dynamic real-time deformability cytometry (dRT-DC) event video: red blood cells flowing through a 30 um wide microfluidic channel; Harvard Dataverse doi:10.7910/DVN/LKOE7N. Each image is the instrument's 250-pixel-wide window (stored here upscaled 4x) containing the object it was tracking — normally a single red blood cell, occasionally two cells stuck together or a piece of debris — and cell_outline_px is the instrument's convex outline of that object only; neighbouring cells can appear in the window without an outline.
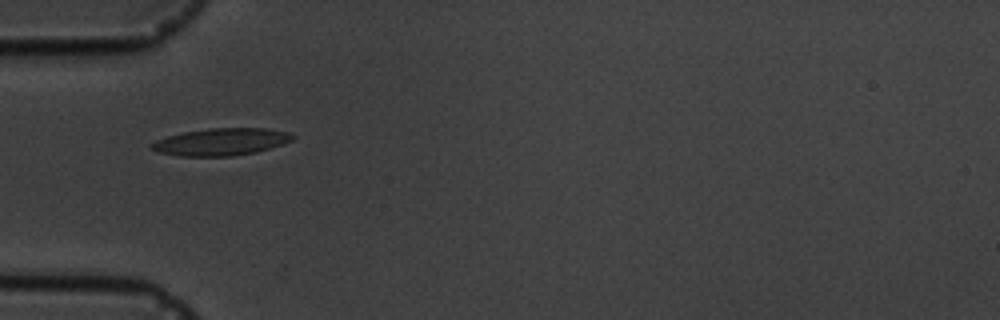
{"species": "common noctule bat (a hibernating species)", "species_latin": "Nyctalus noctula", "temperature_condition": "cold", "stored_images_in_passage": 6, "camera_frame_rate_fps": 3000, "um_per_image_px": 0.085, "animal": {"sex": "male", "body_mass_g": 19.5, "forearm_length_mm": 54.6}, "frame": {"image": 1, "passage_image": 5, "time_ms": 5.333, "image_size_px": [1000, 320], "cell_outline_px": [[296, 136], [292, 140], [284, 144], [256, 152], [232, 156], [180, 156], [156, 152], [148, 148], [148, 144], [156, 140], [168, 136], [184, 132], [208, 128], [264, 128], [288, 132]], "centroid_in_image_um": [18.76, 12.06], "position_along_channel_um": 66.2, "area_um2": 22.54}}
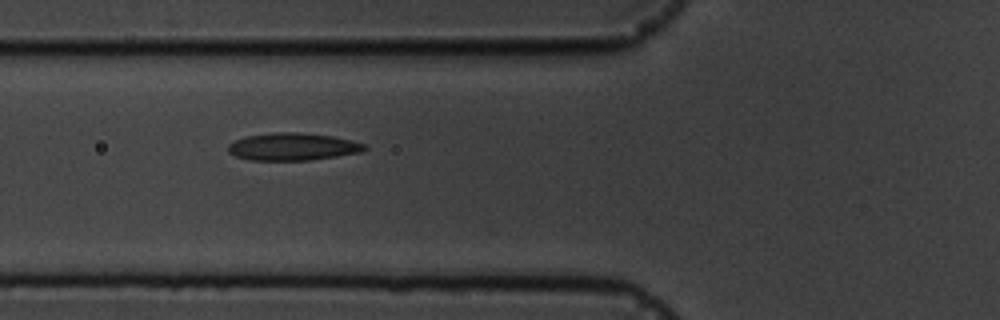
{"frame": {"image": 2, "passage_image": 6, "time_ms": 6.333, "image_size_px": [1000, 320], "cell_outline_px": [[368, 148], [360, 152], [312, 160], [248, 160], [236, 156], [228, 152], [228, 144], [244, 136], [276, 132], [296, 132], [332, 136], [364, 144]], "centroid_in_image_um": [24.83, 12.47], "position_along_channel_um": 101.0, "area_um2": 21.68}}